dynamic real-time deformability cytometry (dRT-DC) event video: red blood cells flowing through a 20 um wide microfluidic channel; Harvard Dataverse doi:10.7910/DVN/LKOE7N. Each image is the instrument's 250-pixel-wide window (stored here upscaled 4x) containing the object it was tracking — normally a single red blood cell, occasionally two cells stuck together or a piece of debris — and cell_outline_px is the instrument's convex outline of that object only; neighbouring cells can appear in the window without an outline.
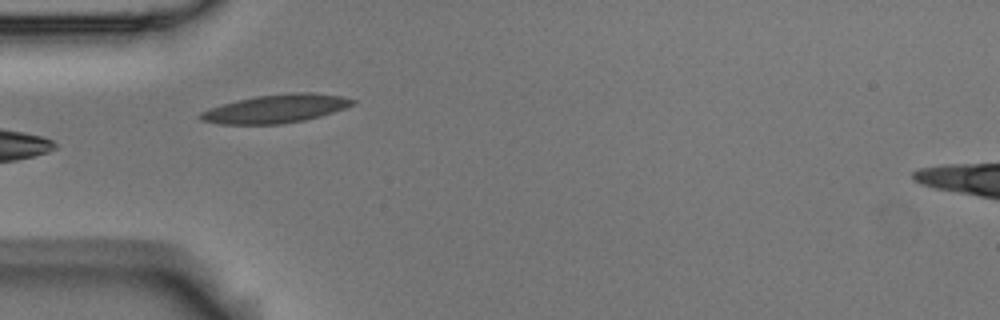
{"species": "Egyptian fruit bat (a non-hibernating species)", "species_latin": "Rousettus aegyptiacus", "temperature_condition": "room temperature", "stored_images_in_passage": 4, "camera_frame_rate_fps": 3000, "um_per_image_px": 0.085, "animal": {"sex": "male"}, "frame": {"image": 1, "passage_image": 4, "time_ms": 1.0, "image_size_px": [1000, 320], "cell_outline_px": [[356, 104], [320, 116], [304, 120], [280, 124], [220, 124], [200, 120], [196, 116], [200, 112], [236, 100], [256, 96], [292, 92], [312, 92], [340, 96], [356, 100]], "centroid_in_image_um": [23.44, 9.24], "position_along_channel_um": 61.6, "area_um2": 25.09}}